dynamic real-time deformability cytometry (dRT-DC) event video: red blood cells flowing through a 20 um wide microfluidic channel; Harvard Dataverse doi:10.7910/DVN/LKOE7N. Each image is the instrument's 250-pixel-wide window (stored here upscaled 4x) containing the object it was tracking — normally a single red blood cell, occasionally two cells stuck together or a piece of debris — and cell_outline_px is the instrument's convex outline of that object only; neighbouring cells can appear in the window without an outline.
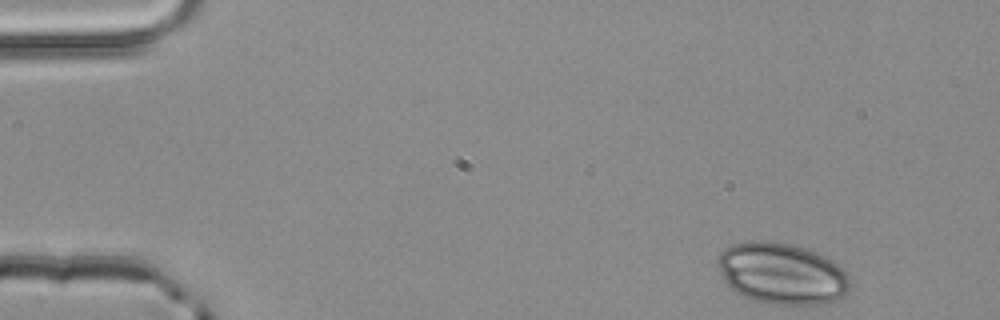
{"species": "common noctule bat (a hibernating species)", "species_latin": "Nyctalus noctula", "temperature_condition": "room temperature", "stored_images_in_passage": 3, "camera_frame_rate_fps": 3000, "um_per_image_px": 0.085, "animal": {"sex": "male", "body_mass_g": 20.4}, "frame": {"image": 1, "passage_image": 1, "time_ms": 0.0, "image_size_px": [1000, 320], "cell_outline_px": [[848, 292], [844, 296], [836, 300], [820, 304], [776, 304], [756, 300], [744, 296], [728, 288], [720, 272], [716, 260], [720, 252], [724, 248], [732, 244], [748, 240], [768, 240], [788, 244], [804, 248], [816, 252], [832, 260], [844, 268], [848, 276]], "centroid_in_image_um": [66.43, 23.23], "position_along_channel_um": 18.6, "area_um2": 47.45}}